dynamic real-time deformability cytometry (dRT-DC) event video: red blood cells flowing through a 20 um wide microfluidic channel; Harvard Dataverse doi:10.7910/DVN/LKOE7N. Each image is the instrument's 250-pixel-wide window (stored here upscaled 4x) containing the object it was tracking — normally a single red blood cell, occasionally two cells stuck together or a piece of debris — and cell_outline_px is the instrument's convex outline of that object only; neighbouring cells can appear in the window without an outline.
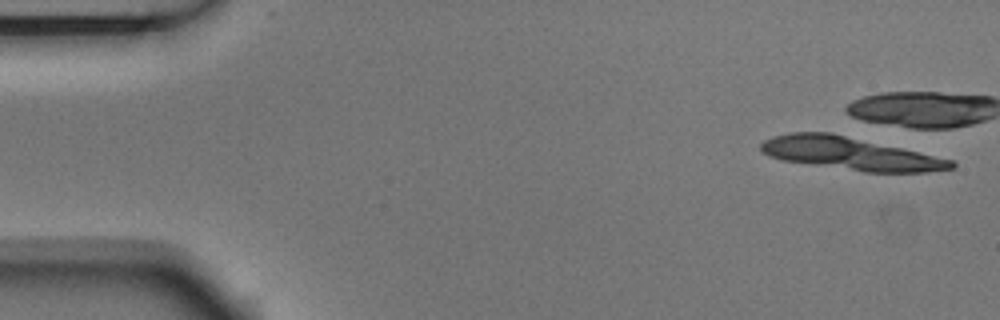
{"species": "Egyptian fruit bat (a non-hibernating species)", "species_latin": "Rousettus aegyptiacus", "temperature_condition": "room temperature", "stored_images_in_passage": 9, "camera_frame_rate_fps": 3000, "um_per_image_px": 0.085, "animal": {"sex": "male"}, "frame": {"image": 1, "passage_image": 1, "time_ms": 0.0, "image_size_px": [1000, 320], "cell_outline_px": [[956, 168], [928, 172], [864, 172], [780, 160], [768, 156], [760, 148], [760, 144], [764, 140], [772, 136], [792, 132], [832, 132], [952, 160], [956, 164]], "centroid_in_image_um": [72.23, 13.05], "position_along_channel_um": 12.8, "area_um2": 36.3}}
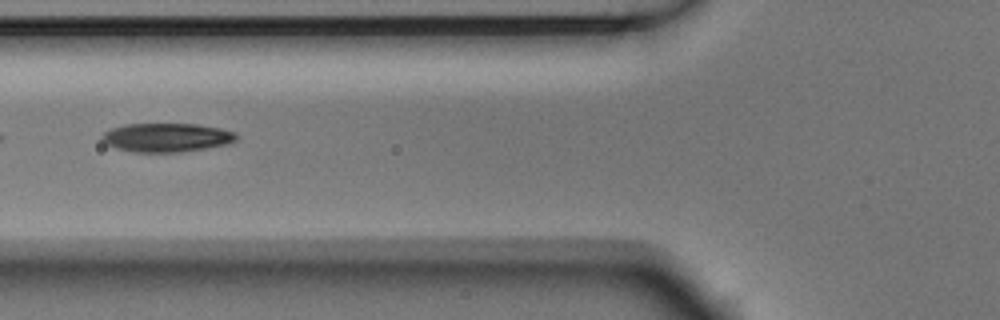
{"frame": {"image": 2, "passage_image": 7, "time_ms": 2.0, "image_size_px": [1000, 320], "cell_outline_px": [[236, 140], [228, 144], [180, 152], [136, 152], [116, 148], [100, 140], [100, 136], [104, 132], [112, 128], [124, 124], [196, 124], [220, 128], [236, 132]], "centroid_in_image_um": [14.14, 11.68], "position_along_channel_um": 111.7, "area_um2": 22.48}}
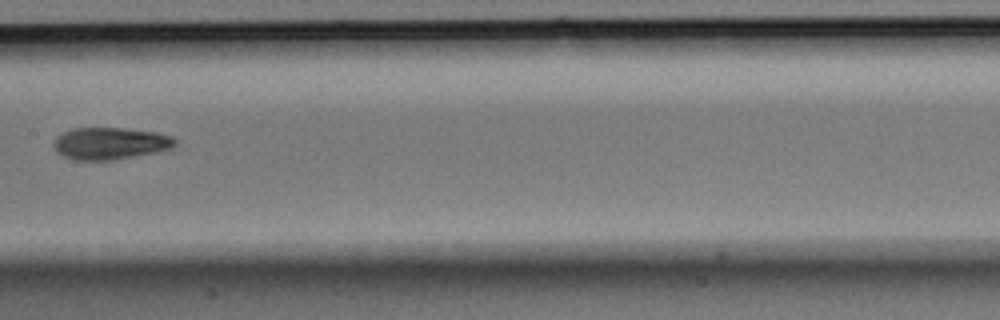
{"frame": {"image": 3, "passage_image": 9, "time_ms": 2.667, "image_size_px": [1000, 320], "cell_outline_px": [[176, 144], [160, 152], [112, 160], [76, 160], [64, 156], [56, 152], [56, 136], [72, 128], [120, 128], [156, 132], [168, 136], [176, 140]], "centroid_in_image_um": [9.36, 12.19], "position_along_channel_um": 198.0, "area_um2": 22.37}}